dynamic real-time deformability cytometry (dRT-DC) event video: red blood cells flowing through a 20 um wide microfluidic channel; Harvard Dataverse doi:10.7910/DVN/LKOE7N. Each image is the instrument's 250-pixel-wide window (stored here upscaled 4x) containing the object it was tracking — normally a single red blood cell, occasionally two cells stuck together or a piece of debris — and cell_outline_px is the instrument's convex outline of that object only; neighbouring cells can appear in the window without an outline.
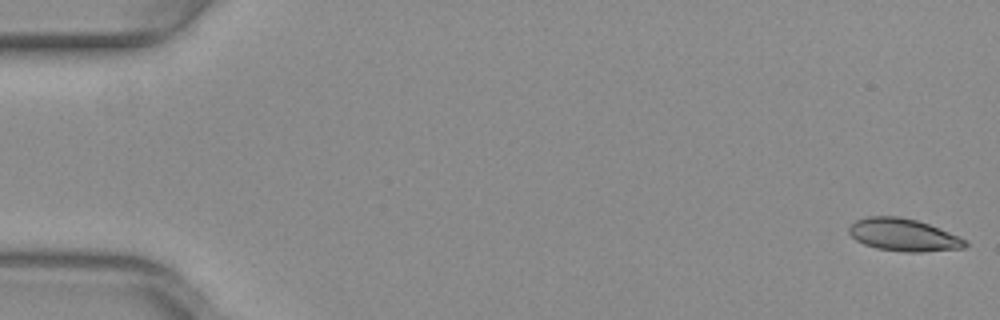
{"species": "common noctule bat (a hibernating species)", "species_latin": "Nyctalus noctula", "temperature_condition": "warm", "stored_images_in_passage": 52, "camera_frame_rate_fps": 3000, "um_per_image_px": 0.085, "animal": {"sex": "female", "body_mass_g": 29.2, "forearm_length_mm": 56.3}, "frame": {"image": 1, "passage_image": 1, "time_ms": 0.0, "image_size_px": [1000, 320], "cell_outline_px": [[968, 244], [964, 248], [920, 252], [904, 252], [876, 248], [864, 244], [856, 240], [848, 232], [848, 228], [856, 220], [868, 216], [900, 216], [916, 220], [940, 228], [964, 240]], "centroid_in_image_um": [76.76, 19.96], "position_along_channel_um": 8.2, "area_um2": 21.85}}
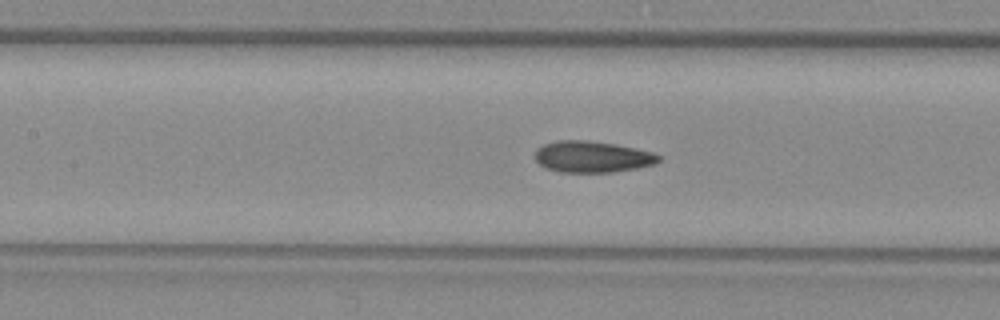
{"frame": {"image": 2, "passage_image": 24, "time_ms": 7.667, "image_size_px": [1000, 320], "cell_outline_px": [[660, 160], [656, 164], [636, 168], [612, 172], [560, 172], [544, 168], [532, 156], [536, 148], [544, 144], [556, 140], [584, 140], [612, 144], [652, 152], [660, 156]], "centroid_in_image_um": [50.27, 13.33], "position_along_channel_um": 157.1, "area_um2": 22.6}}
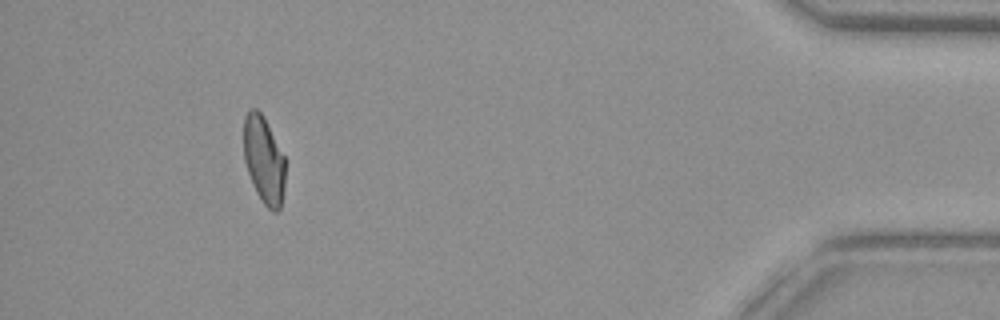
{"frame": {"image": 3, "passage_image": 48, "time_ms": 15.667, "image_size_px": [1000, 320], "cell_outline_px": [[284, 188], [280, 208], [276, 212], [272, 212], [260, 200], [252, 184], [244, 160], [244, 116], [252, 108], [256, 108], [264, 116], [284, 156]], "centroid_in_image_um": [22.42, 13.6], "position_along_channel_um": 412.8, "area_um2": 21.1}, "authors_computed_cell_mechanics": {"area_um2": 22.3108, "velocity_mm_per_s": 4.0034, "shape_relaxation_time_tau1_ms": null, "shape_relaxation_time_tau2_ms": 2.3778, "deformation_change_tau1": null, "deformation_change_tau2": 0.0899}}